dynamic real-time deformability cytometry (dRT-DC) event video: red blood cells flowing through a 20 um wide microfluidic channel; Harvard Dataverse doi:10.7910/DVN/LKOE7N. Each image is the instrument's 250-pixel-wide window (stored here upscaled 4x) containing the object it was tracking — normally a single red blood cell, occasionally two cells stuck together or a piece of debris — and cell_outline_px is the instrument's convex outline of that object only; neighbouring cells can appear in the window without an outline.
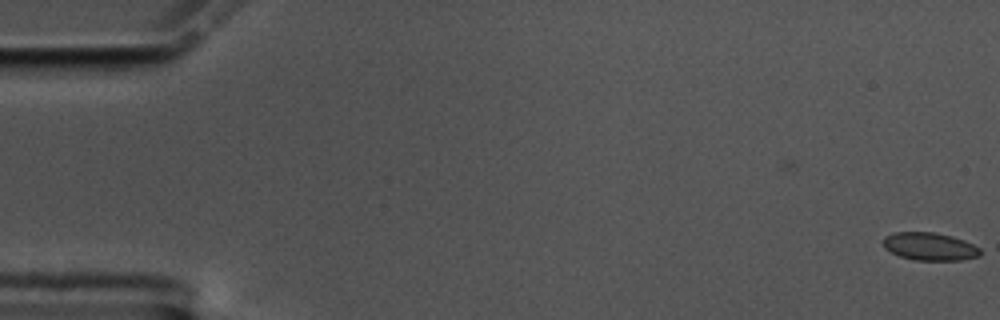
{"species": "common noctule bat (a hibernating species)", "species_latin": "Nyctalus noctula", "temperature_condition": "cold", "stored_images_in_passage": 48, "camera_frame_rate_fps": 3000, "um_per_image_px": 0.085, "animal": {"sex": "male", "body_mass_g": 17.5, "forearm_length_mm": 52.3}, "frame": {"image": 1, "passage_image": 1, "time_ms": 0.0, "image_size_px": [1000, 320], "cell_outline_px": [[980, 256], [960, 260], [916, 260], [900, 256], [884, 248], [884, 236], [892, 232], [932, 232], [952, 236], [964, 240], [980, 248]], "centroid_in_image_um": [79.02, 20.94], "position_along_channel_um": 6.0, "area_um2": 15.66}}
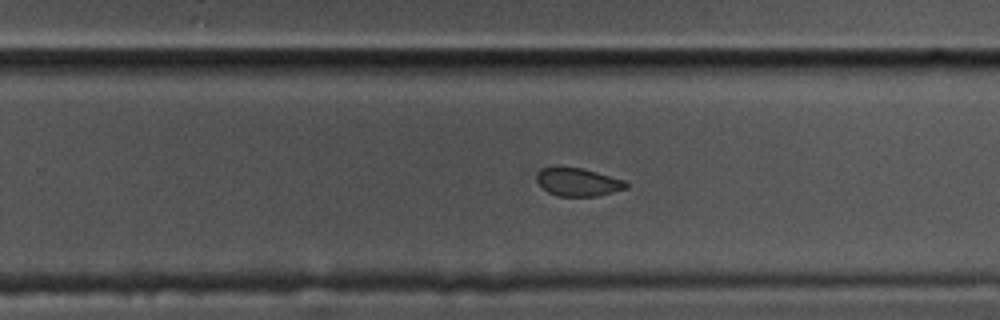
{"frame": {"image": 2, "passage_image": 37, "time_ms": 12.0, "image_size_px": [1000, 320], "cell_outline_px": [[628, 188], [596, 196], [556, 196], [548, 192], [536, 180], [536, 172], [540, 168], [552, 164], [556, 164], [584, 168], [624, 180], [628, 184]], "centroid_in_image_um": [49.06, 15.42], "position_along_channel_um": 280.7, "area_um2": 15.2}}
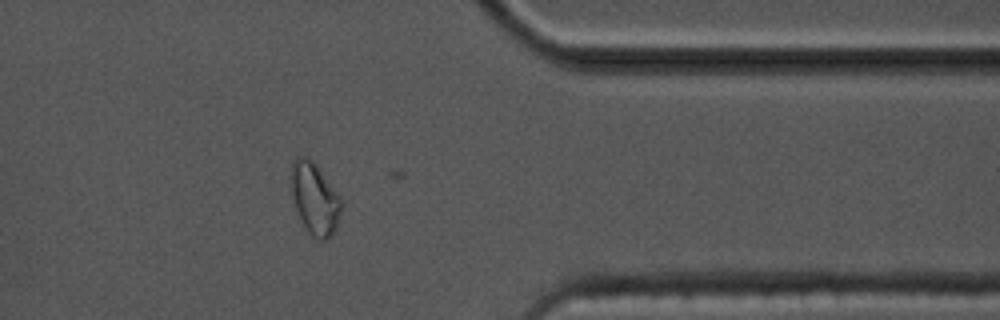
{"frame": {"image": 3, "passage_image": 47, "time_ms": 15.333, "image_size_px": [1000, 320], "cell_outline_px": [[344, 204], [336, 228], [332, 236], [324, 240], [316, 240], [308, 232], [300, 220], [292, 196], [288, 176], [292, 160], [296, 156], [304, 156], [312, 160], [316, 164], [340, 196]], "centroid_in_image_um": [26.73, 16.86], "position_along_channel_um": 384.7, "area_um2": 21.68}}